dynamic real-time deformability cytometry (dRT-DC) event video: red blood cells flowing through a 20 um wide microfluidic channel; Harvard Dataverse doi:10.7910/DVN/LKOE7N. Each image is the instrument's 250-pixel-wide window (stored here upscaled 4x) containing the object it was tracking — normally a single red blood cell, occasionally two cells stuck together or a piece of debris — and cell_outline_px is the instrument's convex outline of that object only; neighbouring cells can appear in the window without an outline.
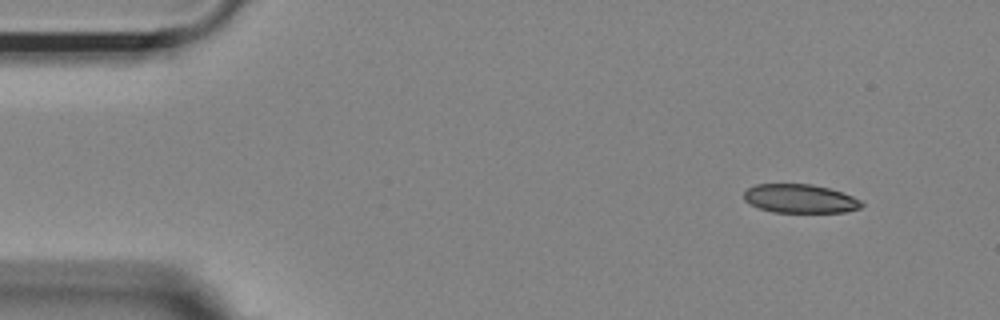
{"species": "Egyptian fruit bat (a non-hibernating species)", "species_latin": "Rousettus aegyptiacus", "temperature_condition": "room temperature", "stored_images_in_passage": 50, "camera_frame_rate_fps": 3000, "um_per_image_px": 0.085, "animal": {"sex": "female"}, "frame": {"image": 1, "passage_image": 1, "time_ms": 0.0, "image_size_px": [1000, 320], "cell_outline_px": [[864, 204], [860, 208], [844, 212], [772, 212], [760, 208], [744, 200], [744, 192], [748, 188], [756, 184], [812, 184], [828, 188], [852, 196], [860, 200]], "centroid_in_image_um": [68.0, 16.88], "position_along_channel_um": 17.0, "area_um2": 19.54}}
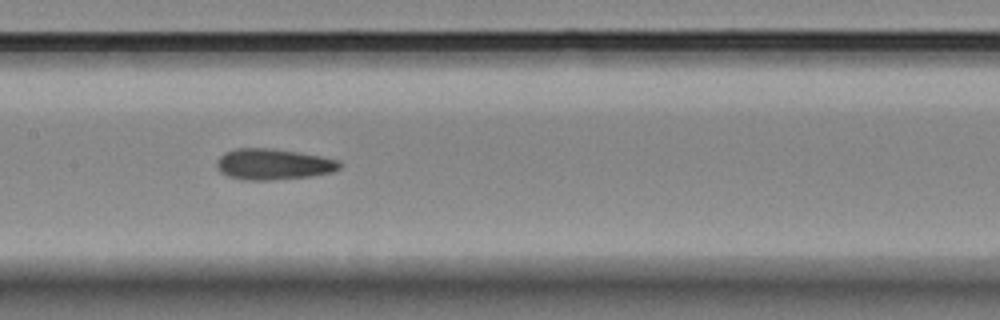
{"frame": {"image": 2, "passage_image": 22, "time_ms": 7.0, "image_size_px": [1000, 320], "cell_outline_px": [[344, 164], [340, 168], [332, 172], [312, 176], [272, 180], [244, 180], [228, 176], [220, 172], [216, 164], [216, 160], [224, 152], [236, 148], [272, 148], [320, 156], [340, 160]], "centroid_in_image_um": [23.24, 13.96], "position_along_channel_um": 184.2, "area_um2": 22.37}}
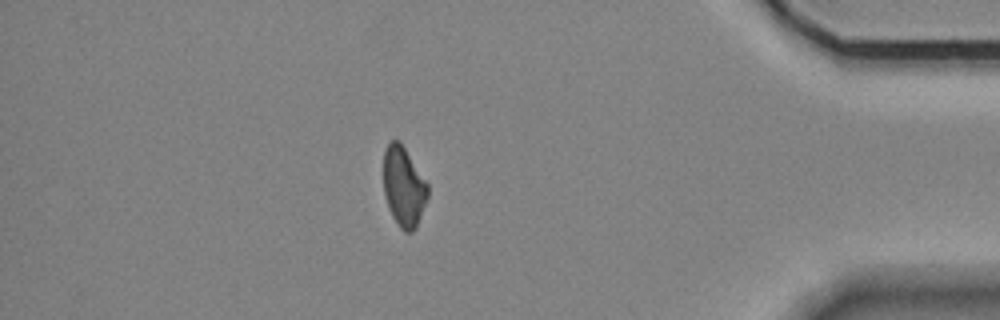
{"frame": {"image": 3, "passage_image": 43, "time_ms": 14.0, "image_size_px": [1000, 320], "cell_outline_px": [[428, 196], [416, 228], [412, 232], [404, 232], [400, 228], [392, 216], [388, 208], [384, 196], [384, 152], [388, 144], [392, 140], [400, 140], [428, 184]], "centroid_in_image_um": [34.31, 15.88], "position_along_channel_um": 400.9, "area_um2": 20.63}, "authors_computed_cell_mechanics": {"area_um2": 21.5883, "velocity_mm_per_s": 3.6638, "shape_relaxation_time_tau1_ms": null, "shape_relaxation_time_tau2_ms": 3.1633, "deformation_change_tau1": null, "deformation_change_tau2": 0.11}}